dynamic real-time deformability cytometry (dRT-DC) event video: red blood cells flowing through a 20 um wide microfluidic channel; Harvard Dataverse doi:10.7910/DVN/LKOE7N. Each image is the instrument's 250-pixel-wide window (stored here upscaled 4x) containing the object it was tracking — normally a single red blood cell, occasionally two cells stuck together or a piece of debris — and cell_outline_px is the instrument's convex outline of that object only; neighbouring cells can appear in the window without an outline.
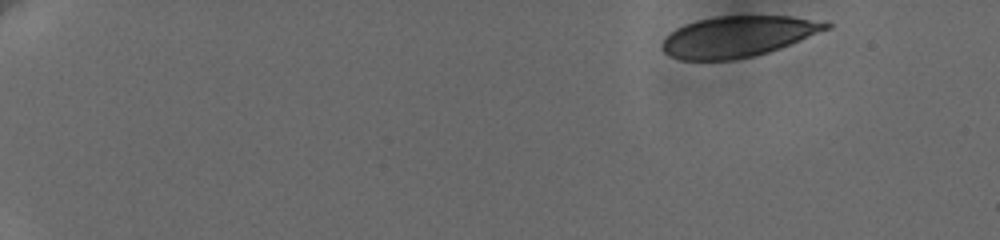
{"species": "human", "species_latin": "Homo sapiens", "temperature_condition": "cold", "stored_images_in_passage": 55, "camera_frame_rate_fps": 3000, "um_per_image_px": 0.085, "donor": {"sex": "female"}, "frame": {"image": 1, "passage_image": 1, "time_ms": 0.0, "image_size_px": [1000, 240], "cell_outline_px": [[832, 28], [780, 48], [768, 52], [752, 56], [732, 60], [680, 60], [664, 52], [660, 48], [660, 44], [676, 28], [684, 24], [696, 20], [716, 16], [792, 16], [832, 24]], "centroid_in_image_um": [62.7, 3.1], "position_along_channel_um": 22.3, "area_um2": 38.96}}
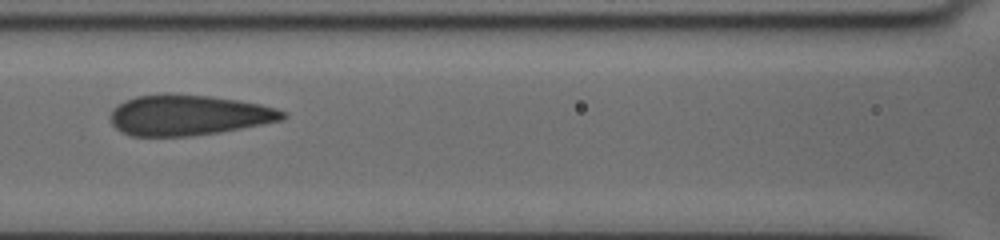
{"frame": {"image": 2, "passage_image": 31, "time_ms": 7.667, "image_size_px": [1000, 240], "cell_outline_px": [[288, 116], [284, 120], [220, 132], [192, 136], [132, 136], [120, 132], [112, 124], [112, 108], [136, 96], [160, 92], [176, 92], [212, 96], [240, 100], [260, 104], [276, 108], [288, 112]], "centroid_in_image_um": [16.06, 9.76], "position_along_channel_um": 150.5, "area_um2": 41.33}}
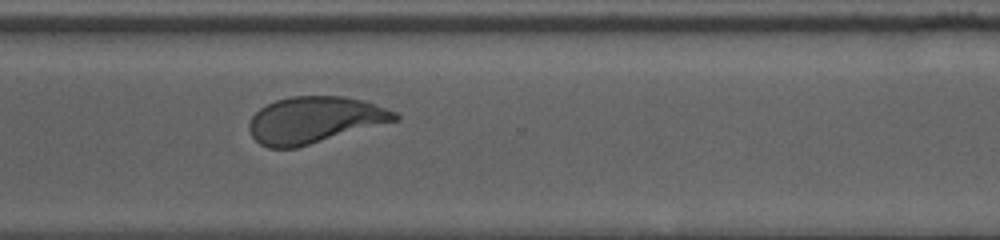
{"frame": {"image": 3, "passage_image": 54, "time_ms": 13.0, "image_size_px": [1000, 240], "cell_outline_px": [[400, 120], [296, 148], [268, 148], [260, 144], [252, 136], [248, 128], [248, 124], [252, 116], [260, 108], [276, 100], [292, 96], [344, 96], [364, 100], [396, 112], [400, 116]], "centroid_in_image_um": [26.75, 10.2], "position_along_channel_um": 343.9, "area_um2": 39.65}}